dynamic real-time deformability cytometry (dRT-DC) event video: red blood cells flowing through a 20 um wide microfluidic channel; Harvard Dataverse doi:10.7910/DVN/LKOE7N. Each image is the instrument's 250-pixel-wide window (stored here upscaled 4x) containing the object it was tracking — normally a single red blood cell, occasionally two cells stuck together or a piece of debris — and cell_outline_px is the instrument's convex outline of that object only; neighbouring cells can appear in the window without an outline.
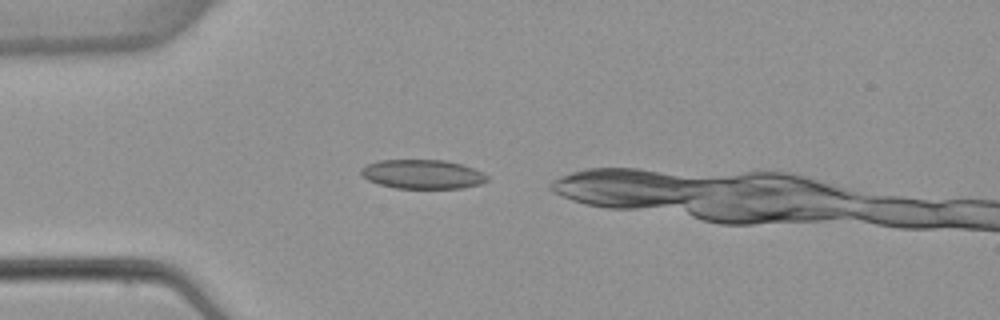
{"species": "common noctule bat (a hibernating species)", "species_latin": "Nyctalus noctula", "temperature_condition": "warm", "stored_images_in_passage": 3, "camera_frame_rate_fps": 3000, "um_per_image_px": 0.085, "animal": {"sex": "female", "body_mass_g": 22.7, "forearm_length_mm": 54.2}, "frame": {"image": 1, "passage_image": 1, "time_ms": 0.0, "image_size_px": [1000, 320], "cell_outline_px": [[488, 180], [480, 184], [460, 188], [396, 188], [380, 184], [368, 180], [360, 172], [360, 168], [376, 160], [444, 160], [460, 164], [472, 168], [488, 176]], "centroid_in_image_um": [35.88, 14.8], "position_along_channel_um": 49.1, "area_um2": 21.21}}